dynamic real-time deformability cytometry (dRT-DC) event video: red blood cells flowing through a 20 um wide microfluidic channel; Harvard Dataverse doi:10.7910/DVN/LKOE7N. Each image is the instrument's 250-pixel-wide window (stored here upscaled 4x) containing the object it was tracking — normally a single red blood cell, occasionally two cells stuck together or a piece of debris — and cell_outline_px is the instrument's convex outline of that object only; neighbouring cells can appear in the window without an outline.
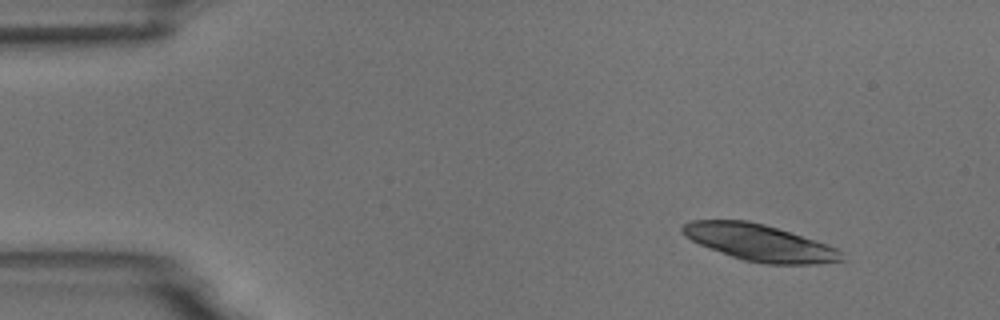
{"species": "common noctule bat (a hibernating species)", "species_latin": "Nyctalus noctula", "temperature_condition": "room temperature", "stored_images_in_passage": 5, "camera_frame_rate_fps": 3000, "um_per_image_px": 0.085, "animal": {"sex": "male", "body_mass_g": 18.8}, "frame": {"image": 1, "passage_image": 1, "time_ms": 0.0, "image_size_px": [1000, 320], "cell_outline_px": [[848, 260], [816, 264], [764, 264], [744, 260], [732, 256], [700, 244], [684, 236], [680, 232], [680, 228], [684, 224], [692, 220], [748, 220], [764, 224], [836, 248], [844, 252]], "centroid_in_image_um": [64.56, 20.63], "position_along_channel_um": 20.4, "area_um2": 33.64}}